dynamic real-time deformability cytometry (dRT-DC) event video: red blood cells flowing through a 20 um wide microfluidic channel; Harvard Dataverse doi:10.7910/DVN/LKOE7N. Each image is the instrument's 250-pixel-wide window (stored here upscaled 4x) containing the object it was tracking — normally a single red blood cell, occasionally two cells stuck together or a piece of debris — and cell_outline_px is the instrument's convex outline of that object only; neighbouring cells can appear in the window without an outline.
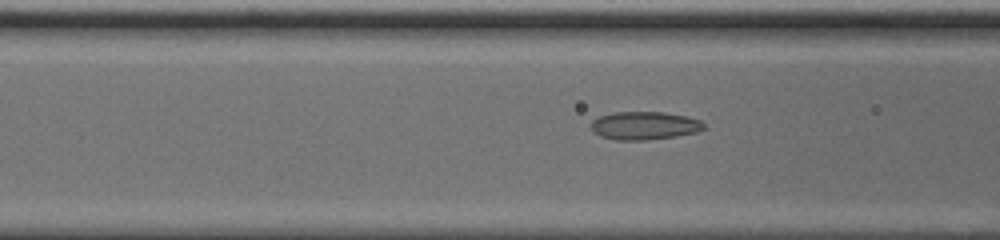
{"species": "common noctule bat (a hibernating species)", "species_latin": "Nyctalus noctula", "temperature_condition": "cold", "stored_images_in_passage": 16, "camera_frame_rate_fps": 3000, "um_per_image_px": 0.085, "animal": {"sex": "male", "body_mass_g": 20.0, "forearm_length_mm": 53.3}, "frame": {"image": 1, "passage_image": 14, "time_ms": 4.333, "image_size_px": [1000, 240], "cell_outline_px": [[704, 128], [696, 132], [676, 136], [648, 140], [616, 140], [600, 136], [592, 132], [592, 120], [600, 116], [616, 112], [664, 112], [688, 116], [700, 120], [704, 124]], "centroid_in_image_um": [54.77, 10.68], "position_along_channel_um": 111.8, "area_um2": 18.5}}